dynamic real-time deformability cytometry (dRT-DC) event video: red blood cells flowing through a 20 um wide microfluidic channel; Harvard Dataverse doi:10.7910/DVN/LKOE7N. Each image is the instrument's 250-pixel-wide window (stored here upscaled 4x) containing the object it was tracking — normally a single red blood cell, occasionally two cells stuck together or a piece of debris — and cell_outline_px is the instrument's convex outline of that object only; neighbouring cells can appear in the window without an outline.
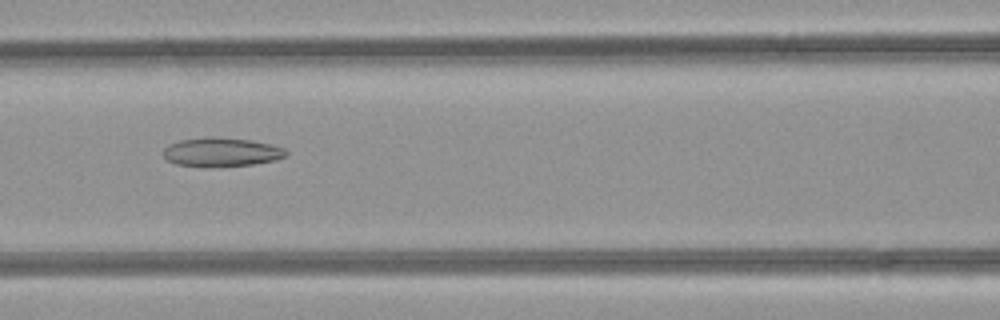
{"species": "common noctule bat (a hibernating species)", "species_latin": "Nyctalus noctula", "temperature_condition": "room temperature", "stored_images_in_passage": 49, "camera_frame_rate_fps": 3000, "um_per_image_px": 0.085, "animal": {"sex": "female", "body_mass_g": 21.9}, "frame": {"image": 1, "passage_image": 22, "time_ms": 7.0, "image_size_px": [1000, 320], "cell_outline_px": [[288, 152], [284, 156], [276, 160], [252, 164], [176, 164], [168, 160], [164, 156], [164, 148], [168, 144], [180, 140], [204, 136], [216, 136], [252, 140], [284, 148]], "centroid_in_image_um": [18.82, 12.86], "position_along_channel_um": 147.8, "area_um2": 19.88}}
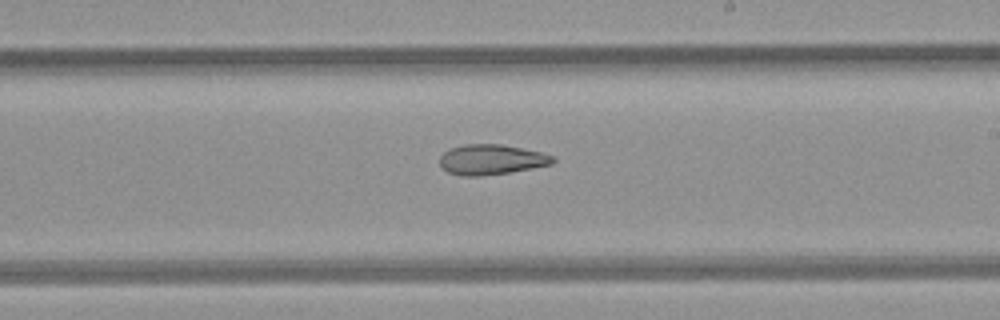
{"frame": {"image": 2, "passage_image": 29, "time_ms": 9.333, "image_size_px": [1000, 320], "cell_outline_px": [[556, 160], [552, 164], [532, 168], [508, 172], [480, 176], [464, 176], [448, 172], [440, 168], [440, 156], [444, 152], [452, 148], [464, 144], [500, 144], [540, 152], [552, 156]], "centroid_in_image_um": [41.73, 13.57], "position_along_channel_um": 247.3, "area_um2": 19.71}}
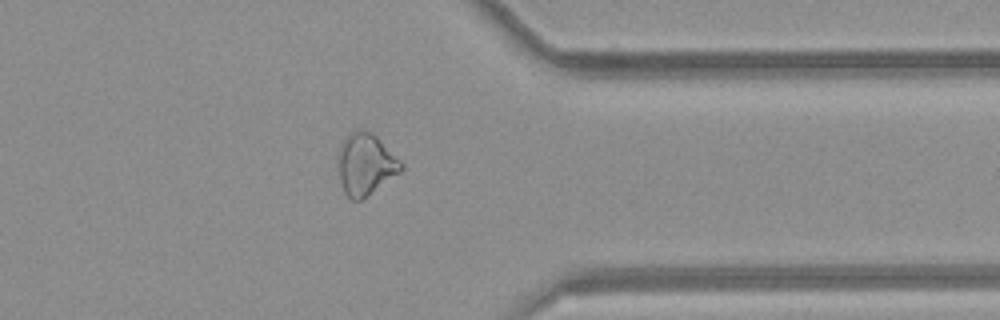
{"frame": {"image": 3, "passage_image": 39, "time_ms": 12.667, "image_size_px": [1000, 320], "cell_outline_px": [[404, 168], [400, 172], [360, 200], [352, 200], [344, 192], [340, 180], [336, 160], [340, 144], [344, 136], [356, 128], [364, 128], [372, 132], [404, 164]], "centroid_in_image_um": [31.03, 13.9], "position_along_channel_um": 380.4, "area_um2": 22.83}, "authors_computed_cell_mechanics": {"area_um2": 24.3338, "velocity_mm_per_s": 4.2707, "shape_relaxation_time_tau1_ms": null, "shape_relaxation_time_tau2_ms": 6.3015, "deformation_change_tau1": null, "deformation_change_tau2": 0.1599}}